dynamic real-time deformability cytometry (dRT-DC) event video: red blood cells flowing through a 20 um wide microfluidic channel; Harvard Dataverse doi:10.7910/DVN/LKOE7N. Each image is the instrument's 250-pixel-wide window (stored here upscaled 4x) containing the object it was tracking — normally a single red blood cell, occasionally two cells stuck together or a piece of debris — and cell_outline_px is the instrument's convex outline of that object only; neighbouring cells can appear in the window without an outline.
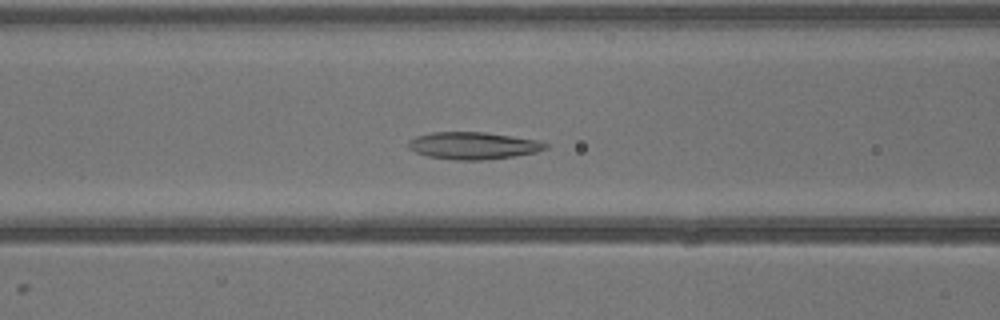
{"species": "common noctule bat (a hibernating species)", "species_latin": "Nyctalus noctula", "temperature_condition": "warm", "stored_images_in_passage": 42, "camera_frame_rate_fps": 3000, "um_per_image_px": 0.085, "animal": {"sex": "male", "body_mass_g": 13.3}, "frame": {"image": 1, "passage_image": 17, "time_ms": 5.333, "image_size_px": [1000, 320], "cell_outline_px": [[548, 148], [536, 152], [512, 156], [484, 160], [456, 160], [428, 156], [416, 152], [408, 148], [408, 140], [416, 136], [432, 132], [484, 132], [540, 140], [548, 144]], "centroid_in_image_um": [40.23, 12.37], "position_along_channel_um": 126.4, "area_um2": 21.73}}
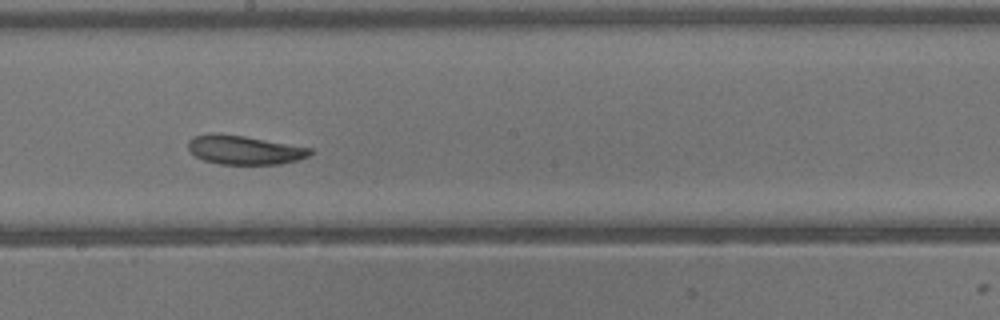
{"frame": {"image": 2, "passage_image": 23, "time_ms": 7.333, "image_size_px": [1000, 320], "cell_outline_px": [[312, 152], [308, 156], [300, 160], [280, 164], [220, 164], [204, 160], [196, 156], [188, 148], [188, 140], [196, 136], [208, 132], [212, 132], [244, 136], [312, 148]], "centroid_in_image_um": [20.77, 12.74], "position_along_channel_um": 227.4, "area_um2": 20.58}}
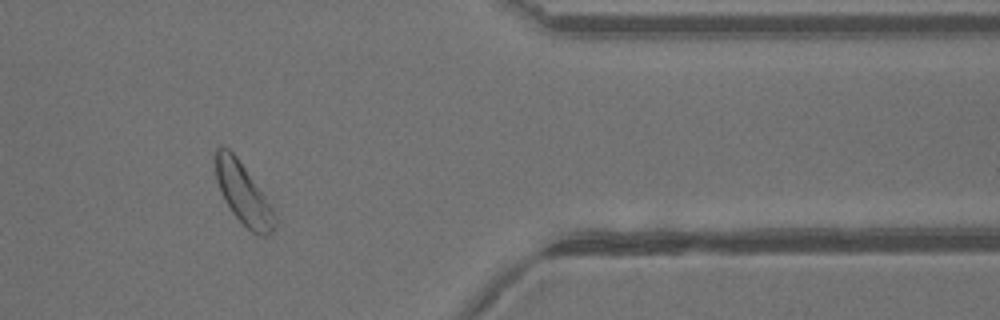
{"frame": {"image": 3, "passage_image": 34, "time_ms": 11.0, "image_size_px": [1000, 320], "cell_outline_px": [[280, 220], [276, 228], [272, 232], [264, 236], [256, 236], [232, 212], [224, 200], [216, 180], [212, 156], [216, 148], [220, 144], [228, 148], [236, 156], [264, 196]], "centroid_in_image_um": [20.65, 16.45], "position_along_channel_um": 390.7, "area_um2": 21.39}}